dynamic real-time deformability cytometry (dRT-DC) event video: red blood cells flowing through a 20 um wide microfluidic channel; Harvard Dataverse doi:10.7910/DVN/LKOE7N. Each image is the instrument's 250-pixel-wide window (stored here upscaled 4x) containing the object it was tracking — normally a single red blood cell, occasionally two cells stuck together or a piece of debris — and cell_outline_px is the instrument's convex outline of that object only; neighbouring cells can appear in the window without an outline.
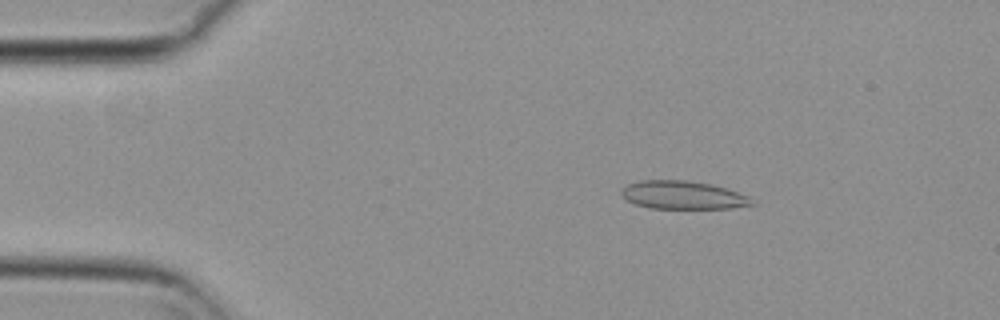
{"species": "common noctule bat (a hibernating species)", "species_latin": "Nyctalus noctula", "temperature_condition": "cold", "stored_images_in_passage": 55, "camera_frame_rate_fps": 3000, "um_per_image_px": 0.085, "animal": {"sex": "female", "body_mass_g": 29.2, "forearm_length_mm": 56.3}, "frame": {"image": 1, "passage_image": 9, "time_ms": 2.667, "image_size_px": [1000, 320], "cell_outline_px": [[756, 204], [732, 208], [648, 208], [636, 204], [620, 196], [620, 188], [628, 184], [640, 180], [688, 180], [712, 184], [748, 196], [756, 200]], "centroid_in_image_um": [58.03, 16.58], "position_along_channel_um": 27.0, "area_um2": 21.56}}
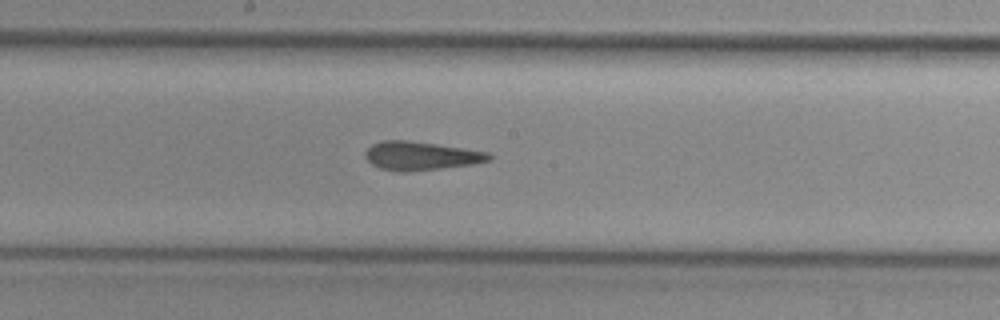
{"frame": {"image": 2, "passage_image": 29, "time_ms": 9.333, "image_size_px": [1000, 320], "cell_outline_px": [[492, 156], [488, 160], [472, 164], [440, 168], [404, 172], [396, 172], [380, 168], [372, 164], [364, 156], [364, 152], [372, 144], [380, 140], [404, 140], [436, 144], [488, 152]], "centroid_in_image_um": [35.7, 13.24], "position_along_channel_um": 212.5, "area_um2": 20.4}}
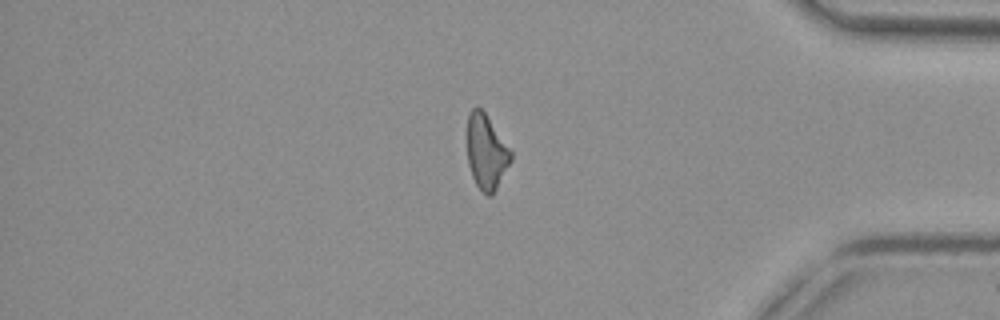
{"frame": {"image": 3, "passage_image": 46, "time_ms": 15.0, "image_size_px": [1000, 320], "cell_outline_px": [[512, 160], [492, 196], [488, 196], [476, 184], [472, 176], [468, 164], [468, 116], [472, 108], [476, 104], [484, 112], [512, 152]], "centroid_in_image_um": [41.34, 12.92], "position_along_channel_um": 393.9, "area_um2": 18.73}, "authors_computed_cell_mechanics": {"area_um2": 20.6346, "velocity_mm_per_s": 3.7275, "shape_relaxation_time_tau1_ms": null, "shape_relaxation_time_tau2_ms": 2.553, "deformation_change_tau1": null, "deformation_change_tau2": 0.1304}}